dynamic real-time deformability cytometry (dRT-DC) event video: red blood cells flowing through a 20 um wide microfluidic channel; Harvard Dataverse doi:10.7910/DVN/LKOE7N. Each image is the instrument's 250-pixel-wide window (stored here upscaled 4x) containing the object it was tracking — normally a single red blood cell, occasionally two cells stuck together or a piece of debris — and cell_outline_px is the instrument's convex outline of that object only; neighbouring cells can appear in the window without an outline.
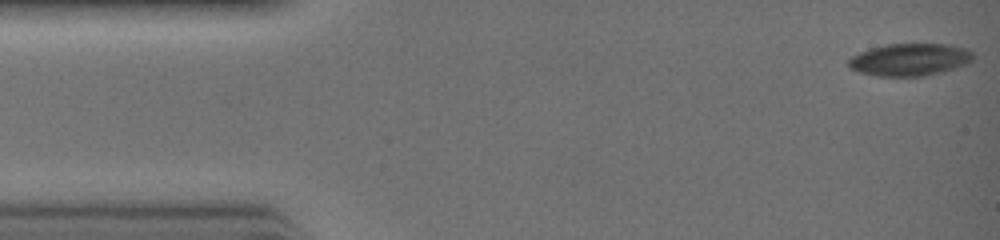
{"species": "common noctule bat (a hibernating species)", "species_latin": "Nyctalus noctula", "temperature_condition": "warm", "stored_images_in_passage": 32, "camera_frame_rate_fps": 3000, "um_per_image_px": 0.085, "animal": {"sex": "female", "body_mass_g": 19.0, "forearm_length_mm": 51.5}, "frame": {"image": 1, "passage_image": 1, "time_ms": 0.0, "image_size_px": [1000, 240], "cell_outline_px": [[972, 60], [964, 64], [940, 72], [924, 76], [880, 76], [860, 72], [852, 68], [848, 64], [848, 60], [852, 56], [860, 52], [872, 48], [888, 44], [952, 44], [968, 48], [972, 52]], "centroid_in_image_um": [77.35, 5.05], "position_along_channel_um": 7.7, "area_um2": 23.18}}
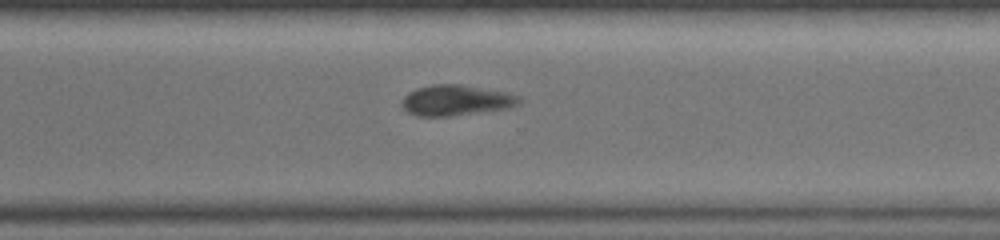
{"frame": {"image": 2, "passage_image": 23, "time_ms": 7.333, "image_size_px": [1000, 240], "cell_outline_px": [[524, 100], [520, 104], [508, 108], [452, 116], [416, 116], [408, 112], [400, 104], [404, 96], [408, 92], [416, 88], [432, 84], [460, 84], [508, 92], [520, 96]], "centroid_in_image_um": [38.78, 8.52], "position_along_channel_um": 331.8, "area_um2": 21.21}}
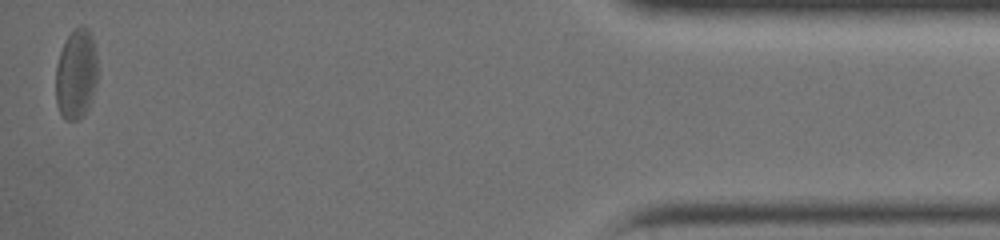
{"frame": {"image": 3, "passage_image": 32, "time_ms": 10.333, "image_size_px": [1000, 240], "cell_outline_px": [[96, 84], [92, 100], [84, 116], [76, 120], [64, 120], [56, 104], [56, 64], [60, 52], [68, 36], [80, 24], [84, 24], [88, 28], [92, 36], [96, 56]], "centroid_in_image_um": [6.47, 6.32], "position_along_channel_um": 428.7, "area_um2": 22.08}}